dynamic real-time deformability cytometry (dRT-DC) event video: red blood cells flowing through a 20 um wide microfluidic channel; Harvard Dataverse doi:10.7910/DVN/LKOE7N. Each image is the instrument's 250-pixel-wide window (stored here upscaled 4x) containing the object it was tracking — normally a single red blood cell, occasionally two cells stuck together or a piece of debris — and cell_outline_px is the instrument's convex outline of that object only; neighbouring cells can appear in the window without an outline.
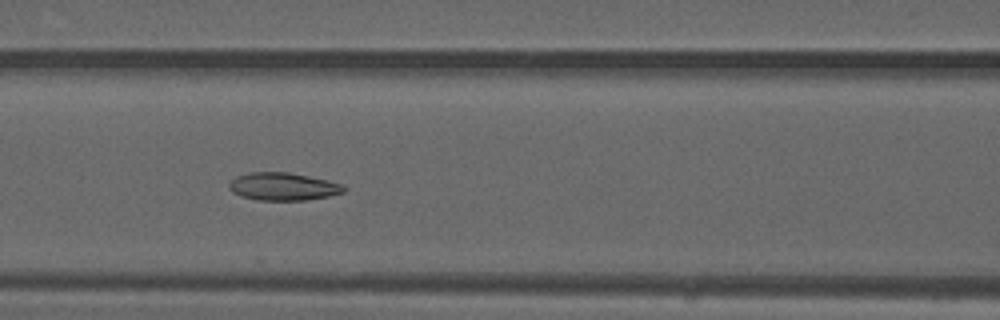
{"species": "common noctule bat (a hibernating species)", "species_latin": "Nyctalus noctula", "temperature_condition": "warm", "stored_images_in_passage": 49, "camera_frame_rate_fps": 3000, "um_per_image_px": 0.085, "animal": {"sex": "male", "forearm_length_mm": 52.5}, "frame": {"image": 1, "passage_image": 21, "time_ms": 6.667, "image_size_px": [1000, 320], "cell_outline_px": [[348, 188], [344, 192], [328, 196], [308, 200], [256, 200], [240, 196], [232, 192], [228, 188], [228, 184], [236, 176], [248, 172], [288, 172], [328, 180], [344, 184]], "centroid_in_image_um": [24.07, 15.85], "position_along_channel_um": 142.5, "area_um2": 18.79}}
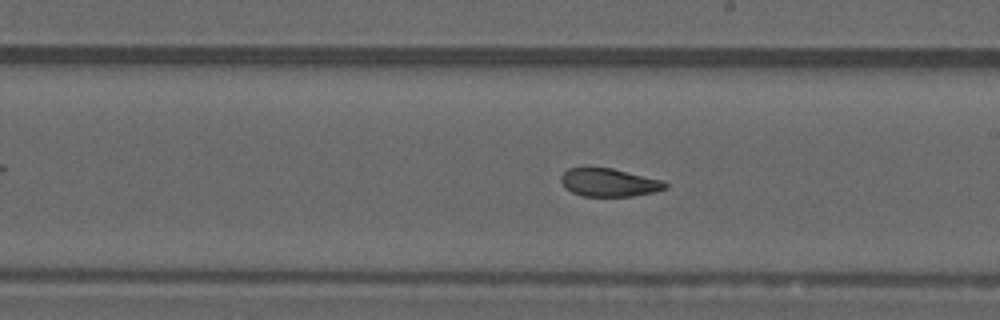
{"frame": {"image": 2, "passage_image": 28, "time_ms": 9.0, "image_size_px": [1000, 320], "cell_outline_px": [[668, 188], [652, 192], [632, 196], [580, 196], [564, 188], [560, 180], [560, 176], [568, 168], [612, 168], [664, 180], [668, 184]], "centroid_in_image_um": [51.77, 15.51], "position_along_channel_um": 237.2, "area_um2": 17.17}}
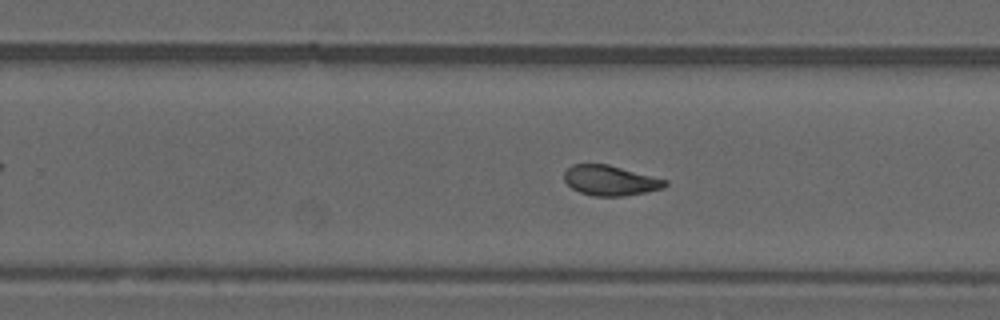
{"frame": {"image": 3, "passage_image": 31, "time_ms": 10.0, "image_size_px": [1000, 320], "cell_outline_px": [[668, 184], [664, 188], [624, 196], [592, 196], [580, 192], [572, 188], [564, 180], [564, 172], [572, 164], [608, 164], [668, 180]], "centroid_in_image_um": [51.87, 15.34], "position_along_channel_um": 277.9, "area_um2": 17.69}, "authors_computed_cell_mechanics": {"area_um2": 18.7272, "velocity_mm_per_s": 4.0794, "shape_relaxation_time_tau1_ms": null, "shape_relaxation_time_tau2_ms": 2.061, "deformation_change_tau1": null, "deformation_change_tau2": 0.0671}}